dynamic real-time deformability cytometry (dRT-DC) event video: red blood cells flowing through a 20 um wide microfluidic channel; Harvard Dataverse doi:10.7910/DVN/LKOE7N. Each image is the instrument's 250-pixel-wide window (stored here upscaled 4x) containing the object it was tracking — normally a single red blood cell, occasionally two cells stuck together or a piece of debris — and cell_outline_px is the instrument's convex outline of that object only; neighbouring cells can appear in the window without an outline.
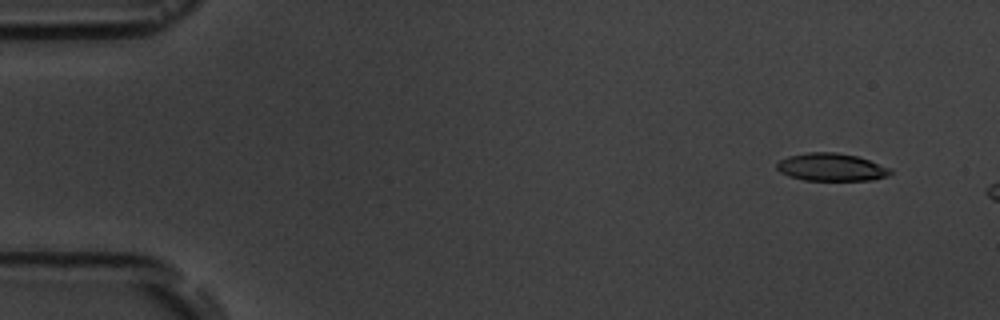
{"species": "common noctule bat (a hibernating species)", "species_latin": "Nyctalus noctula", "temperature_condition": "room temperature", "stored_images_in_passage": 3, "camera_frame_rate_fps": 3000, "um_per_image_px": 0.085, "animal": {"sex": "male", "body_mass_g": 19.5, "forearm_length_mm": 54.6}, "frame": {"image": 1, "passage_image": 1, "time_ms": 0.0, "image_size_px": [1000, 320], "cell_outline_px": [[892, 172], [888, 176], [872, 180], [804, 180], [788, 176], [780, 172], [776, 168], [776, 164], [780, 160], [788, 156], [808, 152], [836, 152], [856, 156], [892, 168]], "centroid_in_image_um": [70.66, 14.21], "position_along_channel_um": 14.3, "area_um2": 18.38}}